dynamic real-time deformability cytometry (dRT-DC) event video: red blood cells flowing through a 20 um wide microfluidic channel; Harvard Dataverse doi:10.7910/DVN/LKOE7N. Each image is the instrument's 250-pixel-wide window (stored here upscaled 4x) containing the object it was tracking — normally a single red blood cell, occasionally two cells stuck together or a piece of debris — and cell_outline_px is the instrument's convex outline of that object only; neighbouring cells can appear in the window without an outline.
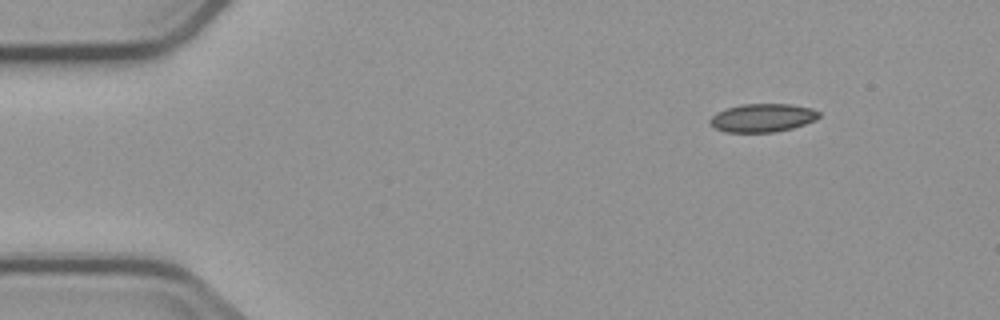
{"species": "common noctule bat (a hibernating species)", "species_latin": "Nyctalus noctula", "temperature_condition": "cold", "stored_images_in_passage": 5, "camera_frame_rate_fps": 3000, "um_per_image_px": 0.085, "animal": {"sex": "male", "body_mass_g": 23.1, "forearm_length_mm": 52.7}, "frame": {"image": 1, "passage_image": 1, "time_ms": 0.0, "image_size_px": [1000, 320], "cell_outline_px": [[820, 116], [816, 120], [792, 128], [776, 132], [724, 132], [716, 128], [708, 120], [716, 112], [728, 108], [744, 104], [792, 104], [812, 108], [820, 112]], "centroid_in_image_um": [64.84, 10.01], "position_along_channel_um": 20.2, "area_um2": 17.98}}
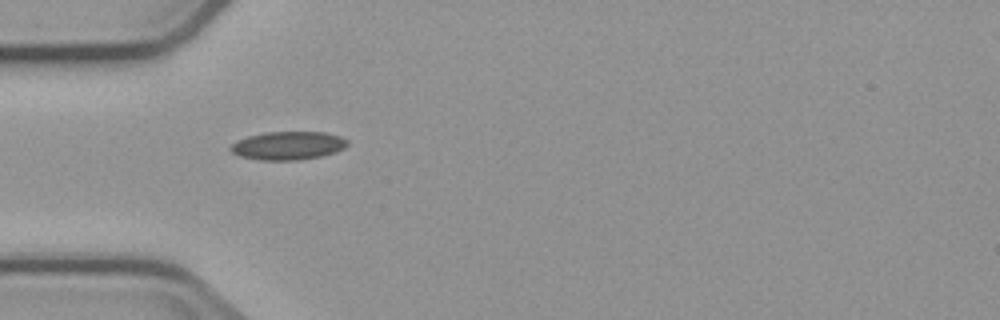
{"frame": {"image": 2, "passage_image": 4, "time_ms": 3.333, "image_size_px": [1000, 320], "cell_outline_px": [[348, 144], [344, 148], [336, 152], [320, 156], [300, 160], [260, 160], [240, 156], [232, 152], [228, 148], [236, 140], [248, 136], [264, 132], [324, 132], [340, 136], [348, 140]], "centroid_in_image_um": [24.47, 12.37], "position_along_channel_um": 60.5, "area_um2": 19.36}}
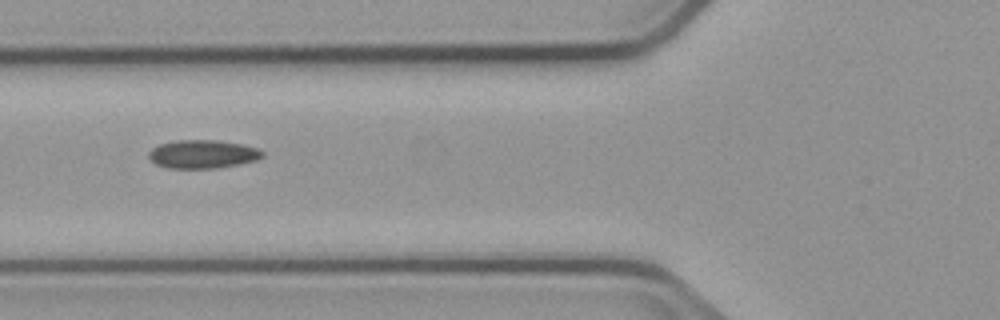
{"frame": {"image": 3, "passage_image": 5, "time_ms": 4.667, "image_size_px": [1000, 320], "cell_outline_px": [[264, 156], [256, 160], [240, 164], [216, 168], [168, 168], [156, 164], [148, 156], [148, 152], [152, 148], [160, 144], [176, 140], [220, 140], [244, 144], [256, 148], [264, 152]], "centroid_in_image_um": [17.25, 13.09], "position_along_channel_um": 108.6, "area_um2": 18.9}}